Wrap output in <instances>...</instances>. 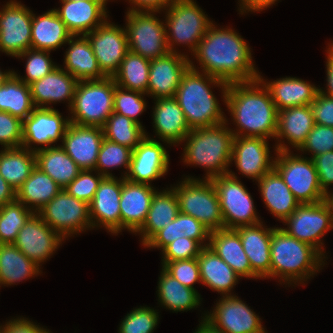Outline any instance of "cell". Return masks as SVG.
<instances>
[{
    "instance_id": "6da1fadb",
    "label": "cell",
    "mask_w": 333,
    "mask_h": 333,
    "mask_svg": "<svg viewBox=\"0 0 333 333\" xmlns=\"http://www.w3.org/2000/svg\"><path fill=\"white\" fill-rule=\"evenodd\" d=\"M203 73L230 83L250 82L259 78L254 68L250 48L231 28L209 26L197 49L193 52Z\"/></svg>"
},
{
    "instance_id": "7a4b0ae2",
    "label": "cell",
    "mask_w": 333,
    "mask_h": 333,
    "mask_svg": "<svg viewBox=\"0 0 333 333\" xmlns=\"http://www.w3.org/2000/svg\"><path fill=\"white\" fill-rule=\"evenodd\" d=\"M225 103L239 127L237 132L232 131L234 136L276 137L278 111L269 91L259 79L230 83Z\"/></svg>"
},
{
    "instance_id": "3957f363",
    "label": "cell",
    "mask_w": 333,
    "mask_h": 333,
    "mask_svg": "<svg viewBox=\"0 0 333 333\" xmlns=\"http://www.w3.org/2000/svg\"><path fill=\"white\" fill-rule=\"evenodd\" d=\"M210 83L222 87L225 101L229 84L209 74H200L190 61V67L183 74L174 95L175 100L183 110L190 130L227 122L216 97L210 90Z\"/></svg>"
},
{
    "instance_id": "277c9868",
    "label": "cell",
    "mask_w": 333,
    "mask_h": 333,
    "mask_svg": "<svg viewBox=\"0 0 333 333\" xmlns=\"http://www.w3.org/2000/svg\"><path fill=\"white\" fill-rule=\"evenodd\" d=\"M225 124L191 129L183 139L184 162L208 169L206 179L229 173L234 134Z\"/></svg>"
},
{
    "instance_id": "5b68a950",
    "label": "cell",
    "mask_w": 333,
    "mask_h": 333,
    "mask_svg": "<svg viewBox=\"0 0 333 333\" xmlns=\"http://www.w3.org/2000/svg\"><path fill=\"white\" fill-rule=\"evenodd\" d=\"M322 256L313 246L289 236L282 228H274L270 243V277L303 282L320 268Z\"/></svg>"
},
{
    "instance_id": "8992f818",
    "label": "cell",
    "mask_w": 333,
    "mask_h": 333,
    "mask_svg": "<svg viewBox=\"0 0 333 333\" xmlns=\"http://www.w3.org/2000/svg\"><path fill=\"white\" fill-rule=\"evenodd\" d=\"M115 81L113 77L78 81L70 122L81 126L103 127L113 113Z\"/></svg>"
},
{
    "instance_id": "52a82bcc",
    "label": "cell",
    "mask_w": 333,
    "mask_h": 333,
    "mask_svg": "<svg viewBox=\"0 0 333 333\" xmlns=\"http://www.w3.org/2000/svg\"><path fill=\"white\" fill-rule=\"evenodd\" d=\"M277 157L274 169L283 178L295 199L300 204H313L324 200L318 173L311 158L291 155L289 149L281 142L277 144Z\"/></svg>"
},
{
    "instance_id": "ba28073f",
    "label": "cell",
    "mask_w": 333,
    "mask_h": 333,
    "mask_svg": "<svg viewBox=\"0 0 333 333\" xmlns=\"http://www.w3.org/2000/svg\"><path fill=\"white\" fill-rule=\"evenodd\" d=\"M174 190L180 213L194 217L210 232L224 229L218 194L211 179L198 180L191 177L182 181Z\"/></svg>"
},
{
    "instance_id": "9c48e42d",
    "label": "cell",
    "mask_w": 333,
    "mask_h": 333,
    "mask_svg": "<svg viewBox=\"0 0 333 333\" xmlns=\"http://www.w3.org/2000/svg\"><path fill=\"white\" fill-rule=\"evenodd\" d=\"M167 10L166 28L170 30L166 31L169 52H176L173 48L175 43L187 44L194 52L212 22L193 0H173Z\"/></svg>"
},
{
    "instance_id": "30bf717a",
    "label": "cell",
    "mask_w": 333,
    "mask_h": 333,
    "mask_svg": "<svg viewBox=\"0 0 333 333\" xmlns=\"http://www.w3.org/2000/svg\"><path fill=\"white\" fill-rule=\"evenodd\" d=\"M211 181L218 194L225 229L261 223L250 193L234 173L229 171L211 178Z\"/></svg>"
},
{
    "instance_id": "8fae6325",
    "label": "cell",
    "mask_w": 333,
    "mask_h": 333,
    "mask_svg": "<svg viewBox=\"0 0 333 333\" xmlns=\"http://www.w3.org/2000/svg\"><path fill=\"white\" fill-rule=\"evenodd\" d=\"M151 13L154 11H128L125 29L129 51L149 60L169 53L166 24Z\"/></svg>"
},
{
    "instance_id": "7c38bea8",
    "label": "cell",
    "mask_w": 333,
    "mask_h": 333,
    "mask_svg": "<svg viewBox=\"0 0 333 333\" xmlns=\"http://www.w3.org/2000/svg\"><path fill=\"white\" fill-rule=\"evenodd\" d=\"M37 214L63 238L92 228L89 204L62 189Z\"/></svg>"
},
{
    "instance_id": "4fadbf2b",
    "label": "cell",
    "mask_w": 333,
    "mask_h": 333,
    "mask_svg": "<svg viewBox=\"0 0 333 333\" xmlns=\"http://www.w3.org/2000/svg\"><path fill=\"white\" fill-rule=\"evenodd\" d=\"M284 222L289 228L282 229L289 236L313 246L324 255L320 239L333 228V215L324 200L313 204H300Z\"/></svg>"
},
{
    "instance_id": "5bb4252c",
    "label": "cell",
    "mask_w": 333,
    "mask_h": 333,
    "mask_svg": "<svg viewBox=\"0 0 333 333\" xmlns=\"http://www.w3.org/2000/svg\"><path fill=\"white\" fill-rule=\"evenodd\" d=\"M31 12L14 0L0 11V51L17 57L31 49Z\"/></svg>"
},
{
    "instance_id": "9a60e30c",
    "label": "cell",
    "mask_w": 333,
    "mask_h": 333,
    "mask_svg": "<svg viewBox=\"0 0 333 333\" xmlns=\"http://www.w3.org/2000/svg\"><path fill=\"white\" fill-rule=\"evenodd\" d=\"M85 36L90 42L101 71L107 77H113L129 51L125 28L106 20Z\"/></svg>"
},
{
    "instance_id": "2e32d148",
    "label": "cell",
    "mask_w": 333,
    "mask_h": 333,
    "mask_svg": "<svg viewBox=\"0 0 333 333\" xmlns=\"http://www.w3.org/2000/svg\"><path fill=\"white\" fill-rule=\"evenodd\" d=\"M205 321L223 333H267L255 312L234 295H223Z\"/></svg>"
},
{
    "instance_id": "e0dca14e",
    "label": "cell",
    "mask_w": 333,
    "mask_h": 333,
    "mask_svg": "<svg viewBox=\"0 0 333 333\" xmlns=\"http://www.w3.org/2000/svg\"><path fill=\"white\" fill-rule=\"evenodd\" d=\"M63 239L34 213L20 229L14 245L39 266L53 254Z\"/></svg>"
},
{
    "instance_id": "ac0fdd59",
    "label": "cell",
    "mask_w": 333,
    "mask_h": 333,
    "mask_svg": "<svg viewBox=\"0 0 333 333\" xmlns=\"http://www.w3.org/2000/svg\"><path fill=\"white\" fill-rule=\"evenodd\" d=\"M70 119H63L58 110L51 106L35 108L33 112L23 120L22 147L29 149L31 143L48 146L63 139ZM47 145V146H46Z\"/></svg>"
},
{
    "instance_id": "d6986e66",
    "label": "cell",
    "mask_w": 333,
    "mask_h": 333,
    "mask_svg": "<svg viewBox=\"0 0 333 333\" xmlns=\"http://www.w3.org/2000/svg\"><path fill=\"white\" fill-rule=\"evenodd\" d=\"M169 157L163 145L147 136L132 151L127 180L135 183L150 184L168 171Z\"/></svg>"
},
{
    "instance_id": "ffe728a7",
    "label": "cell",
    "mask_w": 333,
    "mask_h": 333,
    "mask_svg": "<svg viewBox=\"0 0 333 333\" xmlns=\"http://www.w3.org/2000/svg\"><path fill=\"white\" fill-rule=\"evenodd\" d=\"M190 67L186 55L169 52L150 61L147 94L154 98L174 97L183 74Z\"/></svg>"
},
{
    "instance_id": "44dd1931",
    "label": "cell",
    "mask_w": 333,
    "mask_h": 333,
    "mask_svg": "<svg viewBox=\"0 0 333 333\" xmlns=\"http://www.w3.org/2000/svg\"><path fill=\"white\" fill-rule=\"evenodd\" d=\"M104 139L103 128L69 123L61 147L82 170H94Z\"/></svg>"
},
{
    "instance_id": "7402d4cb",
    "label": "cell",
    "mask_w": 333,
    "mask_h": 333,
    "mask_svg": "<svg viewBox=\"0 0 333 333\" xmlns=\"http://www.w3.org/2000/svg\"><path fill=\"white\" fill-rule=\"evenodd\" d=\"M265 138L234 136L231 161L245 176L261 179L274 169L275 160H270L269 147ZM271 161V162H270Z\"/></svg>"
},
{
    "instance_id": "603a6c76",
    "label": "cell",
    "mask_w": 333,
    "mask_h": 333,
    "mask_svg": "<svg viewBox=\"0 0 333 333\" xmlns=\"http://www.w3.org/2000/svg\"><path fill=\"white\" fill-rule=\"evenodd\" d=\"M121 191L122 179L117 180L112 176L104 177L101 180L95 196L89 204L92 228L97 226V224H102L111 233L118 234L121 231L119 207ZM95 219L97 223H95Z\"/></svg>"
},
{
    "instance_id": "cb8c5ba5",
    "label": "cell",
    "mask_w": 333,
    "mask_h": 333,
    "mask_svg": "<svg viewBox=\"0 0 333 333\" xmlns=\"http://www.w3.org/2000/svg\"><path fill=\"white\" fill-rule=\"evenodd\" d=\"M156 190L150 184L135 183L122 178L120 199L121 230L138 233L142 228Z\"/></svg>"
},
{
    "instance_id": "d4e9b609",
    "label": "cell",
    "mask_w": 333,
    "mask_h": 333,
    "mask_svg": "<svg viewBox=\"0 0 333 333\" xmlns=\"http://www.w3.org/2000/svg\"><path fill=\"white\" fill-rule=\"evenodd\" d=\"M106 0L64 1L61 9H55L59 18L72 35H85L107 19Z\"/></svg>"
},
{
    "instance_id": "484cf974",
    "label": "cell",
    "mask_w": 333,
    "mask_h": 333,
    "mask_svg": "<svg viewBox=\"0 0 333 333\" xmlns=\"http://www.w3.org/2000/svg\"><path fill=\"white\" fill-rule=\"evenodd\" d=\"M261 223L256 225L239 226L243 249L248 256L252 269V278H270V243L274 228H264Z\"/></svg>"
},
{
    "instance_id": "4316f807",
    "label": "cell",
    "mask_w": 333,
    "mask_h": 333,
    "mask_svg": "<svg viewBox=\"0 0 333 333\" xmlns=\"http://www.w3.org/2000/svg\"><path fill=\"white\" fill-rule=\"evenodd\" d=\"M78 80L56 66L49 74L29 84L33 104L36 108H45L53 102L68 100L71 108Z\"/></svg>"
},
{
    "instance_id": "83f0119b",
    "label": "cell",
    "mask_w": 333,
    "mask_h": 333,
    "mask_svg": "<svg viewBox=\"0 0 333 333\" xmlns=\"http://www.w3.org/2000/svg\"><path fill=\"white\" fill-rule=\"evenodd\" d=\"M155 104L153 122L158 138L173 145L183 142L190 128L175 98H158Z\"/></svg>"
},
{
    "instance_id": "f1b7e54d",
    "label": "cell",
    "mask_w": 333,
    "mask_h": 333,
    "mask_svg": "<svg viewBox=\"0 0 333 333\" xmlns=\"http://www.w3.org/2000/svg\"><path fill=\"white\" fill-rule=\"evenodd\" d=\"M258 79L269 91L277 111L310 105L320 91L318 87L295 77L281 78L269 83H265L260 75Z\"/></svg>"
},
{
    "instance_id": "f546056e",
    "label": "cell",
    "mask_w": 333,
    "mask_h": 333,
    "mask_svg": "<svg viewBox=\"0 0 333 333\" xmlns=\"http://www.w3.org/2000/svg\"><path fill=\"white\" fill-rule=\"evenodd\" d=\"M74 37L78 35H73L67 42L70 47L65 54L64 70L78 81L100 80L107 77L99 67L88 38L82 35L74 41Z\"/></svg>"
},
{
    "instance_id": "4dcf8cb0",
    "label": "cell",
    "mask_w": 333,
    "mask_h": 333,
    "mask_svg": "<svg viewBox=\"0 0 333 333\" xmlns=\"http://www.w3.org/2000/svg\"><path fill=\"white\" fill-rule=\"evenodd\" d=\"M209 247L240 277L252 278V269L239 233L235 229L210 232Z\"/></svg>"
},
{
    "instance_id": "1f68e13d",
    "label": "cell",
    "mask_w": 333,
    "mask_h": 333,
    "mask_svg": "<svg viewBox=\"0 0 333 333\" xmlns=\"http://www.w3.org/2000/svg\"><path fill=\"white\" fill-rule=\"evenodd\" d=\"M201 283L225 296L238 282L240 277L209 246L203 247L197 256Z\"/></svg>"
},
{
    "instance_id": "d6a6232c",
    "label": "cell",
    "mask_w": 333,
    "mask_h": 333,
    "mask_svg": "<svg viewBox=\"0 0 333 333\" xmlns=\"http://www.w3.org/2000/svg\"><path fill=\"white\" fill-rule=\"evenodd\" d=\"M72 36L55 9L37 17L33 14L31 49L50 52L68 42Z\"/></svg>"
},
{
    "instance_id": "836d02e7",
    "label": "cell",
    "mask_w": 333,
    "mask_h": 333,
    "mask_svg": "<svg viewBox=\"0 0 333 333\" xmlns=\"http://www.w3.org/2000/svg\"><path fill=\"white\" fill-rule=\"evenodd\" d=\"M258 183L265 205L280 220L284 221L300 205L275 169L266 173Z\"/></svg>"
},
{
    "instance_id": "e575fe53",
    "label": "cell",
    "mask_w": 333,
    "mask_h": 333,
    "mask_svg": "<svg viewBox=\"0 0 333 333\" xmlns=\"http://www.w3.org/2000/svg\"><path fill=\"white\" fill-rule=\"evenodd\" d=\"M33 149L36 166L48 174L62 189L82 171L61 146Z\"/></svg>"
},
{
    "instance_id": "d590c367",
    "label": "cell",
    "mask_w": 333,
    "mask_h": 333,
    "mask_svg": "<svg viewBox=\"0 0 333 333\" xmlns=\"http://www.w3.org/2000/svg\"><path fill=\"white\" fill-rule=\"evenodd\" d=\"M315 125L310 105L290 107L278 111L276 139L283 137L299 149Z\"/></svg>"
},
{
    "instance_id": "8d00e7d4",
    "label": "cell",
    "mask_w": 333,
    "mask_h": 333,
    "mask_svg": "<svg viewBox=\"0 0 333 333\" xmlns=\"http://www.w3.org/2000/svg\"><path fill=\"white\" fill-rule=\"evenodd\" d=\"M180 213L178 200L173 189L156 191L142 228L138 231L142 235L145 245L157 232L164 229Z\"/></svg>"
},
{
    "instance_id": "74e56055",
    "label": "cell",
    "mask_w": 333,
    "mask_h": 333,
    "mask_svg": "<svg viewBox=\"0 0 333 333\" xmlns=\"http://www.w3.org/2000/svg\"><path fill=\"white\" fill-rule=\"evenodd\" d=\"M187 237L198 241L200 244L210 239V231L194 217L179 213L168 225L157 232L145 247L161 248L162 250L178 238Z\"/></svg>"
},
{
    "instance_id": "f35d334b",
    "label": "cell",
    "mask_w": 333,
    "mask_h": 333,
    "mask_svg": "<svg viewBox=\"0 0 333 333\" xmlns=\"http://www.w3.org/2000/svg\"><path fill=\"white\" fill-rule=\"evenodd\" d=\"M61 190L62 188L48 174L35 166L31 175L16 191V200L25 206L32 205L30 209L37 213Z\"/></svg>"
},
{
    "instance_id": "ab89813d",
    "label": "cell",
    "mask_w": 333,
    "mask_h": 333,
    "mask_svg": "<svg viewBox=\"0 0 333 333\" xmlns=\"http://www.w3.org/2000/svg\"><path fill=\"white\" fill-rule=\"evenodd\" d=\"M36 166L35 152L27 148H4L0 152V175L16 192Z\"/></svg>"
},
{
    "instance_id": "60d3db41",
    "label": "cell",
    "mask_w": 333,
    "mask_h": 333,
    "mask_svg": "<svg viewBox=\"0 0 333 333\" xmlns=\"http://www.w3.org/2000/svg\"><path fill=\"white\" fill-rule=\"evenodd\" d=\"M14 244H0V285H11L38 275L40 269Z\"/></svg>"
},
{
    "instance_id": "b9f144b4",
    "label": "cell",
    "mask_w": 333,
    "mask_h": 333,
    "mask_svg": "<svg viewBox=\"0 0 333 333\" xmlns=\"http://www.w3.org/2000/svg\"><path fill=\"white\" fill-rule=\"evenodd\" d=\"M35 108L29 85L12 72L0 87V111L7 112L23 121Z\"/></svg>"
},
{
    "instance_id": "7bdbcfd3",
    "label": "cell",
    "mask_w": 333,
    "mask_h": 333,
    "mask_svg": "<svg viewBox=\"0 0 333 333\" xmlns=\"http://www.w3.org/2000/svg\"><path fill=\"white\" fill-rule=\"evenodd\" d=\"M158 285L159 302L167 309L177 312L185 311L200 304V295L197 290L185 287L163 268Z\"/></svg>"
},
{
    "instance_id": "ee69618b",
    "label": "cell",
    "mask_w": 333,
    "mask_h": 333,
    "mask_svg": "<svg viewBox=\"0 0 333 333\" xmlns=\"http://www.w3.org/2000/svg\"><path fill=\"white\" fill-rule=\"evenodd\" d=\"M150 61L139 54L128 51L118 71L113 75L116 85L147 94Z\"/></svg>"
},
{
    "instance_id": "f6af8a7d",
    "label": "cell",
    "mask_w": 333,
    "mask_h": 333,
    "mask_svg": "<svg viewBox=\"0 0 333 333\" xmlns=\"http://www.w3.org/2000/svg\"><path fill=\"white\" fill-rule=\"evenodd\" d=\"M102 128L104 138L132 150L146 137L142 125L115 112L109 116Z\"/></svg>"
},
{
    "instance_id": "bcb514c9",
    "label": "cell",
    "mask_w": 333,
    "mask_h": 333,
    "mask_svg": "<svg viewBox=\"0 0 333 333\" xmlns=\"http://www.w3.org/2000/svg\"><path fill=\"white\" fill-rule=\"evenodd\" d=\"M23 203L14 200L0 207V244H14L20 229L35 213Z\"/></svg>"
},
{
    "instance_id": "7dc6e473",
    "label": "cell",
    "mask_w": 333,
    "mask_h": 333,
    "mask_svg": "<svg viewBox=\"0 0 333 333\" xmlns=\"http://www.w3.org/2000/svg\"><path fill=\"white\" fill-rule=\"evenodd\" d=\"M132 151L126 146L104 138L98 153L95 170L100 171L98 173L104 177H112V173L107 171L112 167L124 166L129 171Z\"/></svg>"
},
{
    "instance_id": "c3c4849f",
    "label": "cell",
    "mask_w": 333,
    "mask_h": 333,
    "mask_svg": "<svg viewBox=\"0 0 333 333\" xmlns=\"http://www.w3.org/2000/svg\"><path fill=\"white\" fill-rule=\"evenodd\" d=\"M142 95L144 93L127 90L115 85L113 112L126 116L141 125L137 116L146 108V103Z\"/></svg>"
},
{
    "instance_id": "681fc988",
    "label": "cell",
    "mask_w": 333,
    "mask_h": 333,
    "mask_svg": "<svg viewBox=\"0 0 333 333\" xmlns=\"http://www.w3.org/2000/svg\"><path fill=\"white\" fill-rule=\"evenodd\" d=\"M49 51L28 49L17 57H27L26 78H20L14 71L13 73L27 85L40 80L49 74L57 65H54L49 57Z\"/></svg>"
},
{
    "instance_id": "f907efd6",
    "label": "cell",
    "mask_w": 333,
    "mask_h": 333,
    "mask_svg": "<svg viewBox=\"0 0 333 333\" xmlns=\"http://www.w3.org/2000/svg\"><path fill=\"white\" fill-rule=\"evenodd\" d=\"M158 318V312L150 307L136 308L122 320L119 333H153Z\"/></svg>"
},
{
    "instance_id": "816d5d0a",
    "label": "cell",
    "mask_w": 333,
    "mask_h": 333,
    "mask_svg": "<svg viewBox=\"0 0 333 333\" xmlns=\"http://www.w3.org/2000/svg\"><path fill=\"white\" fill-rule=\"evenodd\" d=\"M92 170H82L79 175L69 183L64 189L66 192L87 204H90L95 196L103 175L95 177L91 175Z\"/></svg>"
},
{
    "instance_id": "f5cc1de1",
    "label": "cell",
    "mask_w": 333,
    "mask_h": 333,
    "mask_svg": "<svg viewBox=\"0 0 333 333\" xmlns=\"http://www.w3.org/2000/svg\"><path fill=\"white\" fill-rule=\"evenodd\" d=\"M162 268L185 287L194 289L193 284L201 282L197 258L166 262Z\"/></svg>"
},
{
    "instance_id": "db71d44e",
    "label": "cell",
    "mask_w": 333,
    "mask_h": 333,
    "mask_svg": "<svg viewBox=\"0 0 333 333\" xmlns=\"http://www.w3.org/2000/svg\"><path fill=\"white\" fill-rule=\"evenodd\" d=\"M298 150L311 152L313 154L311 159L317 155L333 151V127L315 123L307 135L306 141Z\"/></svg>"
},
{
    "instance_id": "11a10c76",
    "label": "cell",
    "mask_w": 333,
    "mask_h": 333,
    "mask_svg": "<svg viewBox=\"0 0 333 333\" xmlns=\"http://www.w3.org/2000/svg\"><path fill=\"white\" fill-rule=\"evenodd\" d=\"M206 246L209 244L201 245L198 241L187 237L178 238L162 250L164 255L162 266L166 262L197 258L202 248Z\"/></svg>"
},
{
    "instance_id": "9f6ffc18",
    "label": "cell",
    "mask_w": 333,
    "mask_h": 333,
    "mask_svg": "<svg viewBox=\"0 0 333 333\" xmlns=\"http://www.w3.org/2000/svg\"><path fill=\"white\" fill-rule=\"evenodd\" d=\"M22 126L20 118L0 111V144L4 148L22 147Z\"/></svg>"
},
{
    "instance_id": "6f0895ef",
    "label": "cell",
    "mask_w": 333,
    "mask_h": 333,
    "mask_svg": "<svg viewBox=\"0 0 333 333\" xmlns=\"http://www.w3.org/2000/svg\"><path fill=\"white\" fill-rule=\"evenodd\" d=\"M310 108L316 124L333 127V97L319 91Z\"/></svg>"
},
{
    "instance_id": "680465c9",
    "label": "cell",
    "mask_w": 333,
    "mask_h": 333,
    "mask_svg": "<svg viewBox=\"0 0 333 333\" xmlns=\"http://www.w3.org/2000/svg\"><path fill=\"white\" fill-rule=\"evenodd\" d=\"M312 160L318 173L320 187L326 193L328 186L333 184V151L317 155Z\"/></svg>"
},
{
    "instance_id": "91938a15",
    "label": "cell",
    "mask_w": 333,
    "mask_h": 333,
    "mask_svg": "<svg viewBox=\"0 0 333 333\" xmlns=\"http://www.w3.org/2000/svg\"><path fill=\"white\" fill-rule=\"evenodd\" d=\"M1 328V333H50L24 318L10 320Z\"/></svg>"
},
{
    "instance_id": "94428289",
    "label": "cell",
    "mask_w": 333,
    "mask_h": 333,
    "mask_svg": "<svg viewBox=\"0 0 333 333\" xmlns=\"http://www.w3.org/2000/svg\"><path fill=\"white\" fill-rule=\"evenodd\" d=\"M134 4V8L129 11H154L159 12L160 9L168 7L173 0H130L129 3ZM137 5V7H136ZM142 8V9H139ZM145 9V10H144Z\"/></svg>"
},
{
    "instance_id": "6125c7cd",
    "label": "cell",
    "mask_w": 333,
    "mask_h": 333,
    "mask_svg": "<svg viewBox=\"0 0 333 333\" xmlns=\"http://www.w3.org/2000/svg\"><path fill=\"white\" fill-rule=\"evenodd\" d=\"M240 12L246 13V11H262L263 9L271 6L276 0H240Z\"/></svg>"
},
{
    "instance_id": "be15d7a7",
    "label": "cell",
    "mask_w": 333,
    "mask_h": 333,
    "mask_svg": "<svg viewBox=\"0 0 333 333\" xmlns=\"http://www.w3.org/2000/svg\"><path fill=\"white\" fill-rule=\"evenodd\" d=\"M16 200V192L10 184L0 175V207Z\"/></svg>"
},
{
    "instance_id": "e7e4bbea",
    "label": "cell",
    "mask_w": 333,
    "mask_h": 333,
    "mask_svg": "<svg viewBox=\"0 0 333 333\" xmlns=\"http://www.w3.org/2000/svg\"><path fill=\"white\" fill-rule=\"evenodd\" d=\"M328 57H327V92L323 91L320 88V91L330 97H333V43L328 48Z\"/></svg>"
},
{
    "instance_id": "03108f58",
    "label": "cell",
    "mask_w": 333,
    "mask_h": 333,
    "mask_svg": "<svg viewBox=\"0 0 333 333\" xmlns=\"http://www.w3.org/2000/svg\"><path fill=\"white\" fill-rule=\"evenodd\" d=\"M203 322L201 325H199L198 329L194 333H223L221 331H218L214 329L212 326H210L206 321L205 318L202 320Z\"/></svg>"
},
{
    "instance_id": "003e7915",
    "label": "cell",
    "mask_w": 333,
    "mask_h": 333,
    "mask_svg": "<svg viewBox=\"0 0 333 333\" xmlns=\"http://www.w3.org/2000/svg\"><path fill=\"white\" fill-rule=\"evenodd\" d=\"M324 201L329 207V210L332 212L333 215V194H330V192H326L324 196Z\"/></svg>"
},
{
    "instance_id": "a7ac6f4b",
    "label": "cell",
    "mask_w": 333,
    "mask_h": 333,
    "mask_svg": "<svg viewBox=\"0 0 333 333\" xmlns=\"http://www.w3.org/2000/svg\"><path fill=\"white\" fill-rule=\"evenodd\" d=\"M13 71L2 72L0 70V87L3 85V82L9 77Z\"/></svg>"
},
{
    "instance_id": "89a4df30",
    "label": "cell",
    "mask_w": 333,
    "mask_h": 333,
    "mask_svg": "<svg viewBox=\"0 0 333 333\" xmlns=\"http://www.w3.org/2000/svg\"><path fill=\"white\" fill-rule=\"evenodd\" d=\"M62 2H64V1H73V0H61ZM74 1H78V0H74ZM83 1H85V0H83Z\"/></svg>"
}]
</instances>
